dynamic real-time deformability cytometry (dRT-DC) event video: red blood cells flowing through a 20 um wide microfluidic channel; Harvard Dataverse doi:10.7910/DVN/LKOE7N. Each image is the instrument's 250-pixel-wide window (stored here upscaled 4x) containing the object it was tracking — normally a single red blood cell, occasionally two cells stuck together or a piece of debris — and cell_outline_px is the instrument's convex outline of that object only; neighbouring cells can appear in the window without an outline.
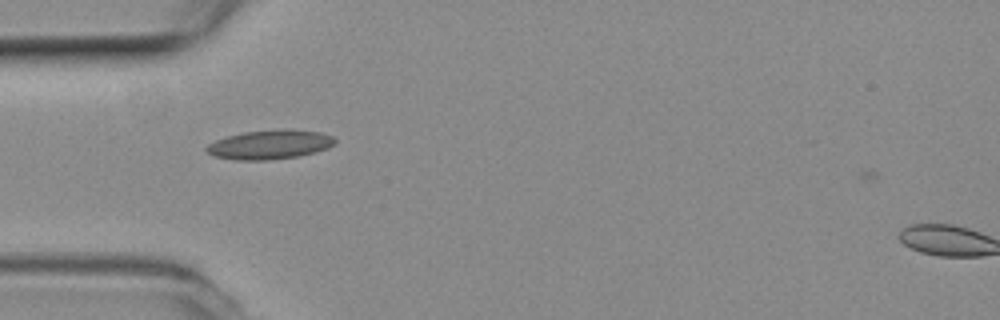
{"species": "common noctule bat (a hibernating species)", "species_latin": "Nyctalus noctula", "temperature_condition": "room temperature", "stored_images_in_passage": 41, "camera_frame_rate_fps": 3000, "um_per_image_px": 0.085, "animal": {"sex": "female", "body_mass_g": 19.3, "forearm_length_mm": 54.1}, "frame": {"image": 1, "passage_image": 6, "time_ms": 1.667, "image_size_px": [1000, 320], "cell_outline_px": [[336, 144], [328, 148], [300, 156], [268, 160], [236, 160], [216, 156], [208, 152], [204, 148], [208, 144], [216, 140], [228, 136], [244, 132], [292, 128], [320, 132], [332, 136], [336, 140]], "centroid_in_image_um": [22.98, 12.28], "position_along_channel_um": 62.0, "area_um2": 21.91}}
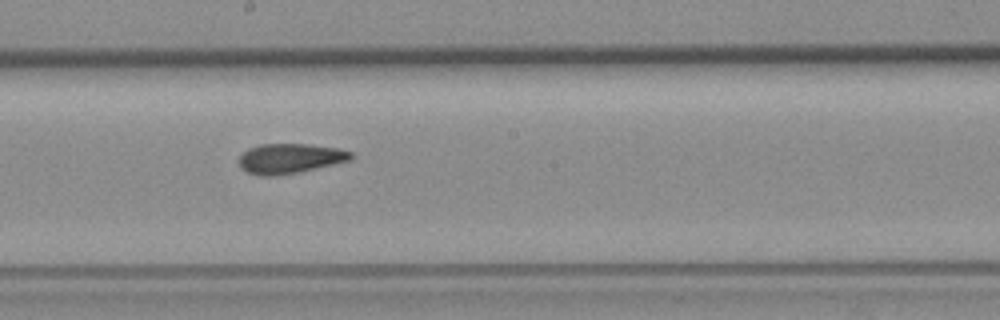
{"frame": {"image": 2, "passage_image": 19, "time_ms": 6.0, "image_size_px": [1000, 320], "cell_outline_px": [[356, 156], [348, 160], [300, 172], [276, 176], [260, 176], [248, 172], [240, 168], [240, 156], [248, 148], [260, 144], [308, 144], [336, 148], [352, 152]], "centroid_in_image_um": [24.62, 13.47], "position_along_channel_um": 223.6, "area_um2": 19.42}}
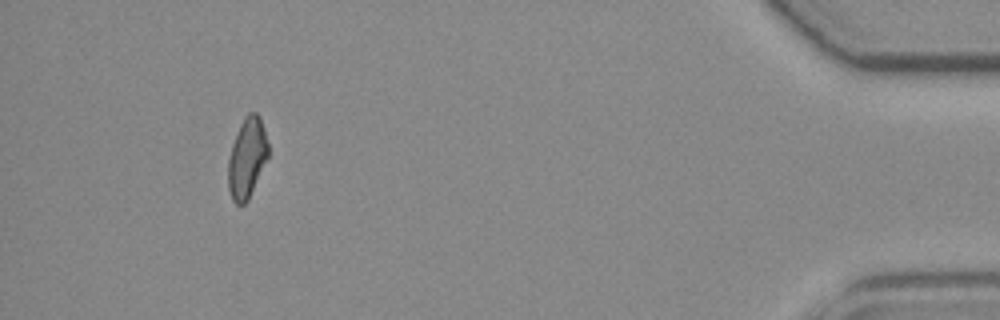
{"frame": {"image": 3, "passage_image": 40, "time_ms": 13.0, "image_size_px": [1000, 320], "cell_outline_px": [[268, 156], [248, 200], [244, 204], [236, 204], [232, 200], [228, 188], [228, 160], [232, 144], [240, 124], [244, 116], [248, 112], [256, 112], [260, 116], [264, 128], [268, 144]], "centroid_in_image_um": [20.99, 13.4], "position_along_channel_um": 414.2, "area_um2": 18.67}}